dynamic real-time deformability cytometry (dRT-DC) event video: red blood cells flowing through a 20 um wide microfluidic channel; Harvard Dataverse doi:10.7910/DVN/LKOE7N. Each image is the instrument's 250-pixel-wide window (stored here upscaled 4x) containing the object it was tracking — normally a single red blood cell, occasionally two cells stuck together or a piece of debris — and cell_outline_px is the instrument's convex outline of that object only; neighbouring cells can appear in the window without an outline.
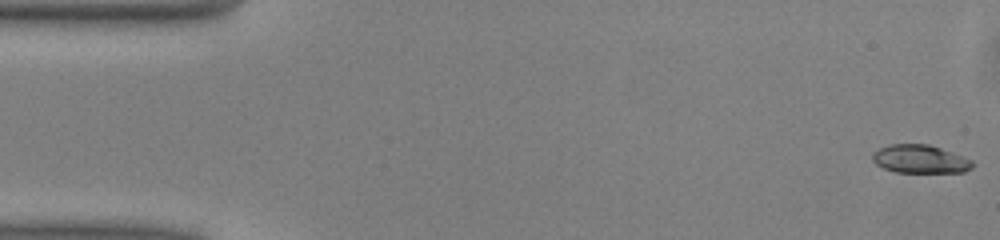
{"species": "common noctule bat (a hibernating species)", "species_latin": "Nyctalus noctula", "temperature_condition": "warm", "stored_images_in_passage": 50, "camera_frame_rate_fps": 3000, "um_per_image_px": 0.085, "animal": {"sex": "male", "body_mass_g": 13.0, "forearm_length_mm": 53.1}, "frame": {"image": 1, "passage_image": 1, "time_ms": 0.0, "image_size_px": [1000, 240], "cell_outline_px": [[976, 164], [972, 168], [964, 172], [896, 172], [884, 168], [876, 164], [872, 160], [872, 152], [888, 144], [928, 144], [964, 156], [972, 160]], "centroid_in_image_um": [78.22, 13.52], "position_along_channel_um": 6.8, "area_um2": 16.59}}
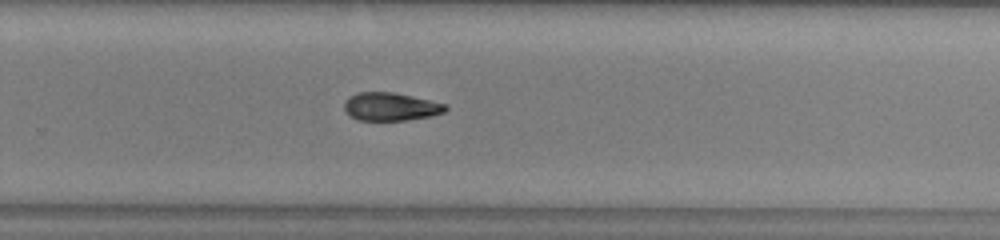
{"frame": {"image": 2, "passage_image": 32, "time_ms": 10.333, "image_size_px": [1000, 240], "cell_outline_px": [[448, 108], [444, 112], [432, 116], [408, 120], [360, 120], [352, 116], [344, 108], [344, 104], [348, 96], [360, 92], [392, 92], [448, 104]], "centroid_in_image_um": [33.24, 9.06], "position_along_channel_um": 296.6, "area_um2": 16.47}}
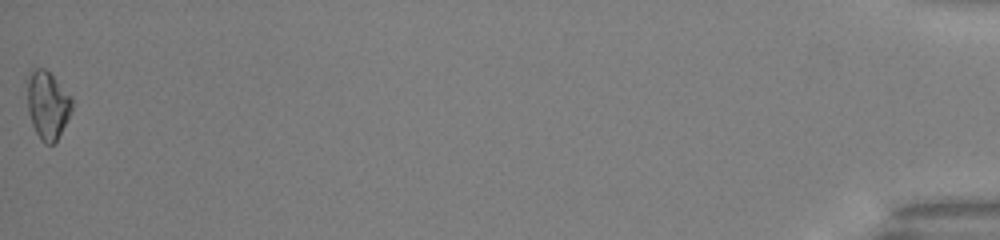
{"frame": {"image": 3, "passage_image": 50, "time_ms": 16.333, "image_size_px": [1000, 240], "cell_outline_px": [[72, 112], [56, 140], [52, 144], [44, 144], [40, 140], [32, 124], [28, 112], [28, 80], [32, 68], [44, 68], [72, 96]], "centroid_in_image_um": [4.06, 8.94], "position_along_channel_um": 431.1, "area_um2": 17.51}, "authors_computed_cell_mechanics": {"area_um2": 17.1955, "velocity_mm_per_s": 4.0763, "shape_relaxation_time_tau1_ms": 4.5978, "shape_relaxation_time_tau2_ms": null, "deformation_change_tau1": 0.1213, "deformation_change_tau2": null}}